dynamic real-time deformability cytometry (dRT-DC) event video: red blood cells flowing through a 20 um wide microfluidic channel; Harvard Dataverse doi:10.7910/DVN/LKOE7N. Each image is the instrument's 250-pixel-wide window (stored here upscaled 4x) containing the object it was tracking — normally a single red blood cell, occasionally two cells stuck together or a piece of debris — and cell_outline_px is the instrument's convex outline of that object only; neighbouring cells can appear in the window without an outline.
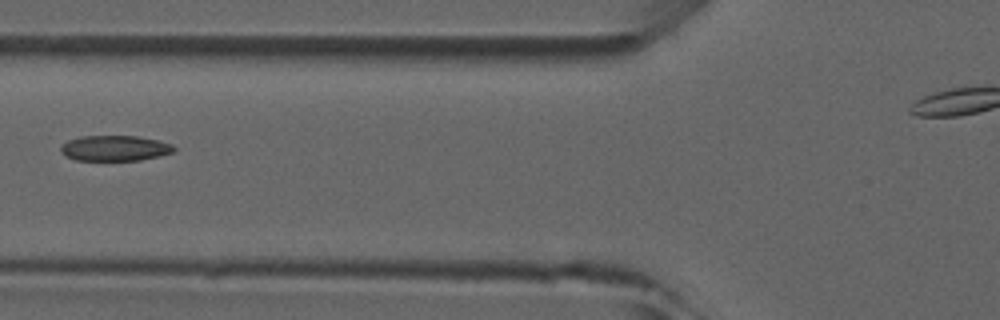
{"species": "common noctule bat (a hibernating species)", "species_latin": "Nyctalus noctula", "temperature_condition": "room temperature", "stored_images_in_passage": 6, "camera_frame_rate_fps": 3000, "um_per_image_px": 0.085, "animal": {"sex": "male", "forearm_length_mm": 52.5}, "frame": {"image": 1, "passage_image": 4, "time_ms": 4.333, "image_size_px": [1000, 320], "cell_outline_px": [[176, 148], [172, 152], [160, 156], [140, 160], [76, 160], [64, 156], [60, 152], [60, 148], [68, 140], [80, 136], [136, 136], [160, 140], [172, 144]], "centroid_in_image_um": [9.76, 12.59], "position_along_channel_um": 116.0, "area_um2": 16.88}}
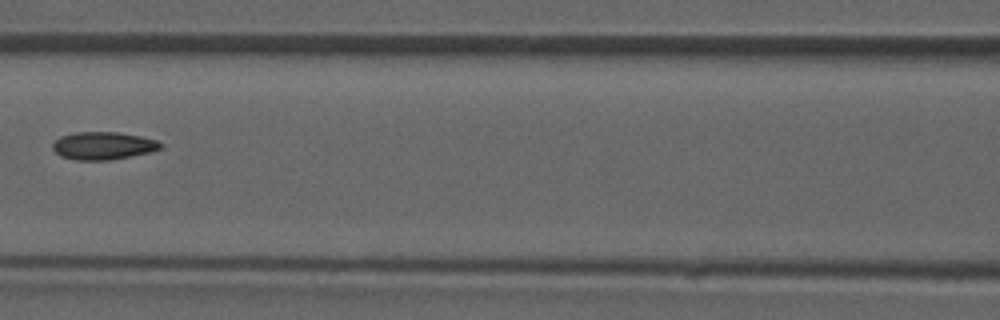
{"frame": {"image": 2, "passage_image": 5, "time_ms": 5.333, "image_size_px": [1000, 320], "cell_outline_px": [[164, 144], [160, 148], [148, 152], [108, 160], [76, 160], [60, 156], [52, 148], [52, 144], [60, 136], [76, 132], [116, 132], [140, 136], [156, 140]], "centroid_in_image_um": [8.73, 12.38], "position_along_channel_um": 157.9, "area_um2": 17.22}}